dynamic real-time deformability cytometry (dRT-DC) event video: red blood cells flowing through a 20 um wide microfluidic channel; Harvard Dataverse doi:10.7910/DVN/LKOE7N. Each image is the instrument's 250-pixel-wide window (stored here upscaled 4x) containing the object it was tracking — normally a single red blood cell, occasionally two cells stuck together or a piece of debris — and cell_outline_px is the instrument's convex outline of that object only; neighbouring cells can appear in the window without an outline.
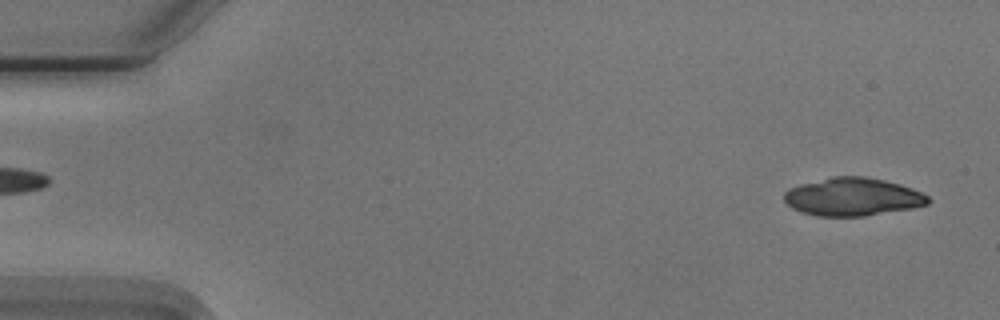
{"species": "Egyptian fruit bat (a non-hibernating species)", "species_latin": "Rousettus aegyptiacus", "temperature_condition": "cold", "stored_images_in_passage": 18, "camera_frame_rate_fps": 3000, "um_per_image_px": 0.085, "animal": {"sex": "male"}, "frame": {"image": 1, "passage_image": 2, "time_ms": 0.333, "image_size_px": [1000, 320], "cell_outline_px": [[932, 200], [928, 204], [912, 208], [864, 216], [816, 216], [792, 208], [784, 200], [784, 192], [788, 188], [800, 184], [832, 176], [864, 176], [884, 180], [900, 184], [912, 188], [928, 196]], "centroid_in_image_um": [72.48, 16.72], "position_along_channel_um": 12.5, "area_um2": 31.91}}